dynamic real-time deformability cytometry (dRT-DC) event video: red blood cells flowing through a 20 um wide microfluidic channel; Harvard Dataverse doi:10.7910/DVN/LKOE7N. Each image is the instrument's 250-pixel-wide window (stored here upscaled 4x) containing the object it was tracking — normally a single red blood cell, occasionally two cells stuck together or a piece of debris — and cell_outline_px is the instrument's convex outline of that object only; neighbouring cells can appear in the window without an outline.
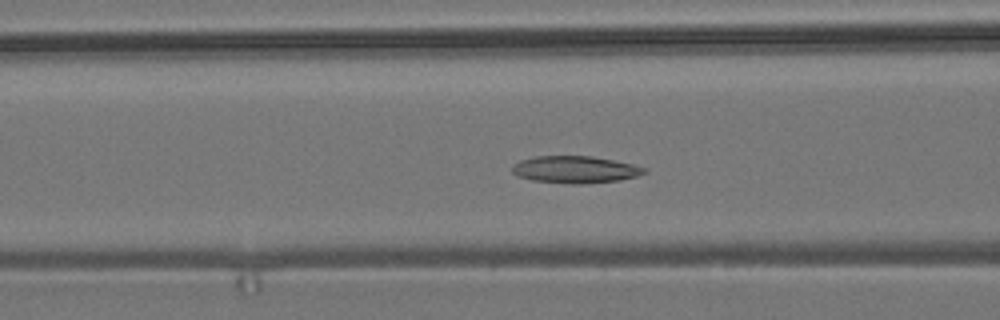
{"species": "common noctule bat (a hibernating species)", "species_latin": "Nyctalus noctula", "temperature_condition": "room temperature", "stored_images_in_passage": 55, "camera_frame_rate_fps": 3000, "um_per_image_px": 0.085, "animal": {"sex": "male", "body_mass_g": 19.2, "forearm_length_mm": 51.8}, "frame": {"image": 1, "passage_image": 21, "time_ms": 6.667, "image_size_px": [1000, 320], "cell_outline_px": [[648, 172], [636, 176], [620, 180], [580, 184], [572, 184], [532, 180], [520, 176], [512, 172], [512, 164], [520, 160], [536, 156], [592, 156], [632, 164], [648, 168]], "centroid_in_image_um": [48.9, 14.41], "position_along_channel_um": 117.7, "area_um2": 20.81}}
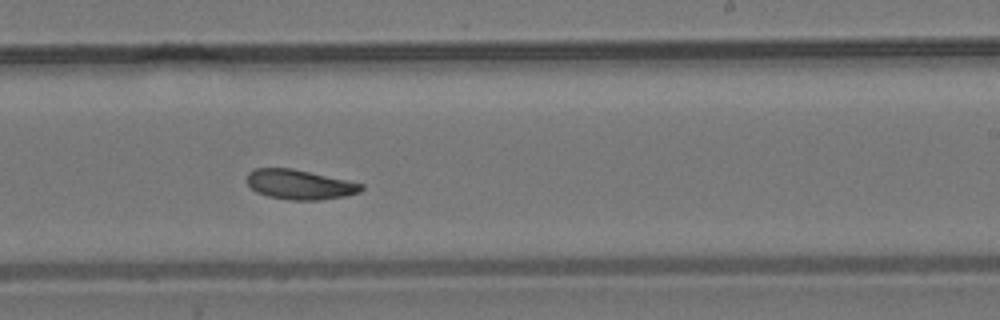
{"frame": {"image": 2, "passage_image": 33, "time_ms": 10.667, "image_size_px": [1000, 320], "cell_outline_px": [[364, 188], [360, 192], [344, 196], [320, 200], [288, 200], [268, 196], [256, 192], [248, 184], [248, 172], [252, 168], [292, 168], [364, 184]], "centroid_in_image_um": [25.46, 15.68], "position_along_channel_um": 263.5, "area_um2": 19.77}}
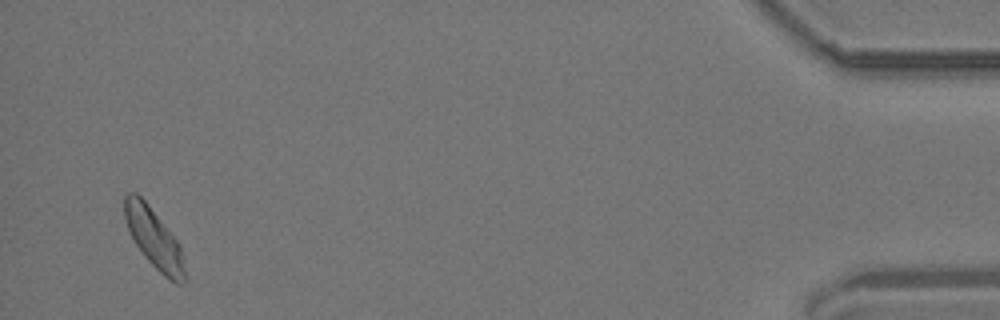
{"frame": {"image": 3, "passage_image": 53, "time_ms": 17.333, "image_size_px": [1000, 320], "cell_outline_px": [[188, 280], [184, 284], [176, 284], [168, 280], [144, 256], [136, 244], [128, 228], [124, 216], [124, 196], [128, 192], [136, 192], [144, 200], [180, 244], [184, 256]], "centroid_in_image_um": [13.15, 20.33], "position_along_channel_um": 422.1, "area_um2": 21.1}, "authors_computed_cell_mechanics": {"area_um2": 20.7502, "velocity_mm_per_s": 3.654, "shape_relaxation_time_tau1_ms": 5.1223, "shape_relaxation_time_tau2_ms": 8.1279, "deformation_change_tau1": 0.1188, "deformation_change_tau2": 0.1503}}